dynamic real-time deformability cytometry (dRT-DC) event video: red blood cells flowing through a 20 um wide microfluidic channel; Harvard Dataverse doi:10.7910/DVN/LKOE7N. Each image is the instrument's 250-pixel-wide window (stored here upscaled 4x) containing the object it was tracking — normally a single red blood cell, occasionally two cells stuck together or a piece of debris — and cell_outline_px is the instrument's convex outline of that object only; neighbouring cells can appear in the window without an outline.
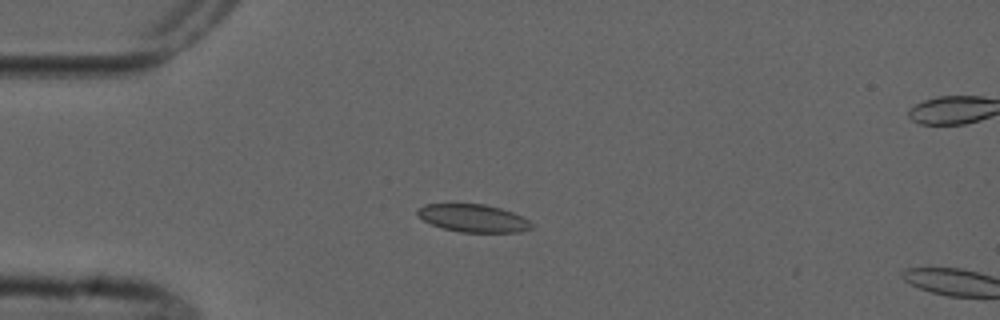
{"species": "common noctule bat (a hibernating species)", "species_latin": "Nyctalus noctula", "temperature_condition": "cold", "stored_images_in_passage": 6, "camera_frame_rate_fps": 3000, "um_per_image_px": 0.085, "animal": {"sex": "male", "forearm_length_mm": 52.5}, "frame": {"image": 1, "passage_image": 3, "time_ms": 2.333, "image_size_px": [1000, 320], "cell_outline_px": [[536, 224], [532, 228], [520, 232], [460, 232], [444, 228], [432, 224], [424, 220], [416, 212], [424, 204], [484, 204], [500, 208], [512, 212]], "centroid_in_image_um": [40.27, 18.55], "position_along_channel_um": 44.7, "area_um2": 18.26}}
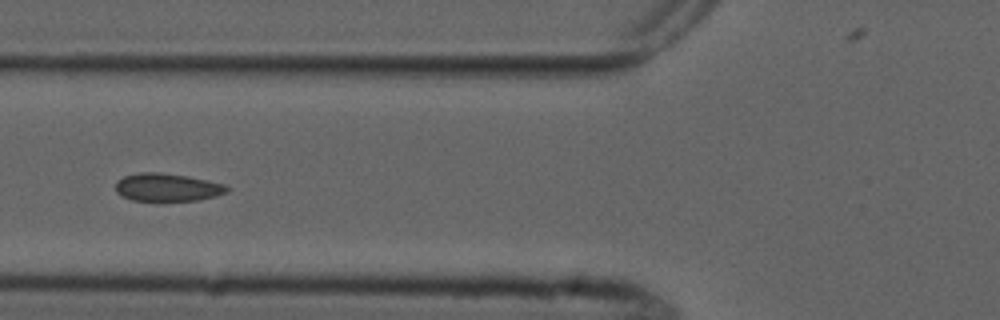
{"frame": {"image": 2, "passage_image": 5, "time_ms": 4.667, "image_size_px": [1000, 320], "cell_outline_px": [[228, 192], [216, 196], [200, 200], [132, 200], [116, 192], [116, 180], [124, 176], [140, 172], [160, 172], [188, 176], [224, 184], [228, 188]], "centroid_in_image_um": [14.22, 15.91], "position_along_channel_um": 111.6, "area_um2": 17.98}}
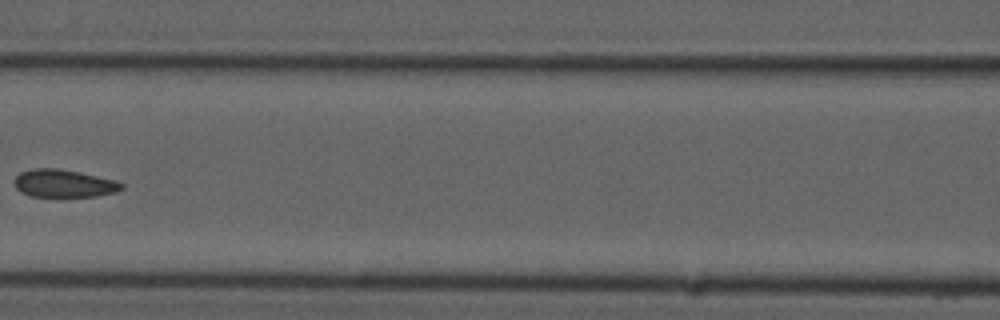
{"frame": {"image": 3, "passage_image": 6, "time_ms": 6.0, "image_size_px": [1000, 320], "cell_outline_px": [[124, 188], [116, 192], [96, 196], [32, 196], [20, 192], [12, 184], [12, 180], [20, 172], [32, 168], [56, 168], [116, 180], [124, 184]], "centroid_in_image_um": [5.38, 15.59], "position_along_channel_um": 161.2, "area_um2": 17.34}}